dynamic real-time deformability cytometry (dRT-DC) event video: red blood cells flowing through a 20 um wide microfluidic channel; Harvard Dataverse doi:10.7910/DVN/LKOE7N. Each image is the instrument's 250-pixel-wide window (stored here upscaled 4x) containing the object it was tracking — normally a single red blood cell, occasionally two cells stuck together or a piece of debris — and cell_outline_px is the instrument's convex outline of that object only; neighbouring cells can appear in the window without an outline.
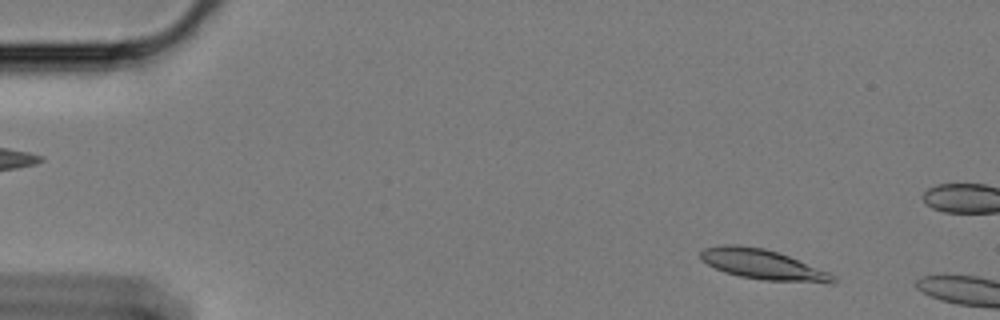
{"species": "Egyptian fruit bat (a non-hibernating species)", "species_latin": "Rousettus aegyptiacus", "temperature_condition": "cold", "stored_images_in_passage": 11, "camera_frame_rate_fps": 3000, "um_per_image_px": 0.085, "animal": {"sex": "female"}, "frame": {"image": 1, "passage_image": 2, "time_ms": 0.333, "image_size_px": [1000, 320], "cell_outline_px": [[836, 284], [832, 284], [764, 280], [740, 276], [724, 272], [700, 260], [700, 252], [704, 248], [724, 244], [736, 244], [764, 248], [788, 256], [828, 272], [836, 276]], "centroid_in_image_um": [64.85, 22.49], "position_along_channel_um": 20.1, "area_um2": 23.24}}